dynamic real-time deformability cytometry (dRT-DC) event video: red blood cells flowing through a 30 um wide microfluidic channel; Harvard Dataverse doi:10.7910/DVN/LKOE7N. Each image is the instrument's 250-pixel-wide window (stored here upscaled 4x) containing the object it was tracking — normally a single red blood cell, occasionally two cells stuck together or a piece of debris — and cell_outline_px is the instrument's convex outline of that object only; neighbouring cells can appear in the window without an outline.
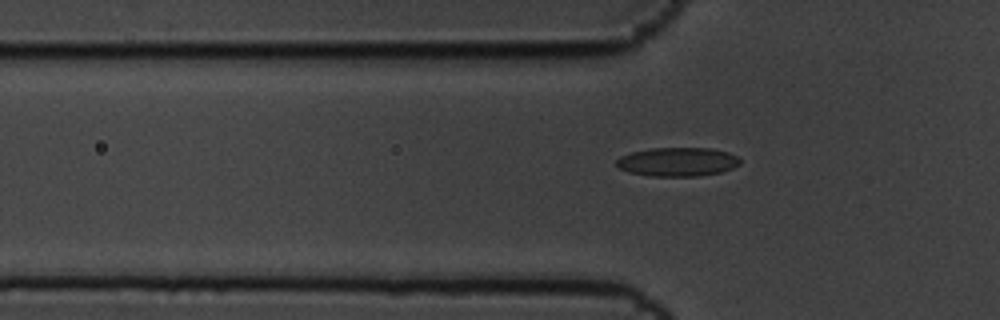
{"species": "common noctule bat (a hibernating species)", "species_latin": "Nyctalus noctula", "temperature_condition": "cold", "stored_images_in_passage": 4, "segment_of_instrument_passage": [2, 2], "camera_frame_rate_fps": 3000, "um_per_image_px": 0.085, "animal": {"sex": "male", "body_mass_g": 19.5, "forearm_length_mm": 54.6}, "frame": {"image": 1, "passage_image": 4, "time_ms": 1.0, "image_size_px": [1000, 320], "cell_outline_px": [[740, 164], [732, 168], [720, 172], [700, 176], [648, 176], [628, 172], [620, 168], [616, 164], [616, 160], [620, 156], [632, 152], [652, 148], [712, 148], [728, 152], [736, 156], [740, 160]], "centroid_in_image_um": [57.59, 13.76], "position_along_channel_um": 68.2, "area_um2": 20.81}}